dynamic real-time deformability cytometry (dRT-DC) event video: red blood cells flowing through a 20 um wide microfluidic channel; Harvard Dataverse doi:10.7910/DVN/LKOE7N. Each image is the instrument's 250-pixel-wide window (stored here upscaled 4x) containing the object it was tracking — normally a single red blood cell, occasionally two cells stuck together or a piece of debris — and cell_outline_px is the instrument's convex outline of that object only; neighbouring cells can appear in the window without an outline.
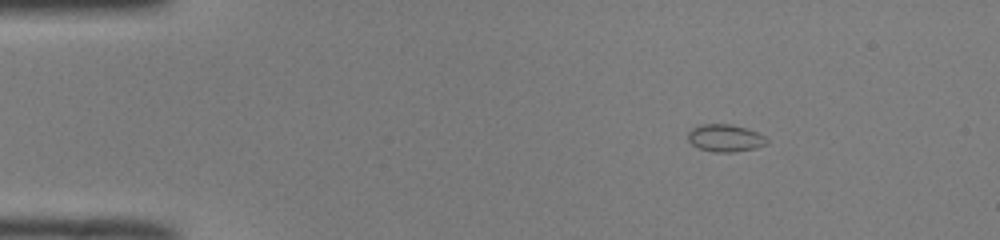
{"species": "common noctule bat (a hibernating species)", "species_latin": "Nyctalus noctula", "temperature_condition": "room temperature", "stored_images_in_passage": 44, "camera_frame_rate_fps": 3000, "um_per_image_px": 0.085, "animal": {"sex": "male", "body_mass_g": 19.0, "forearm_length_mm": 50.8}, "frame": {"image": 1, "passage_image": 1, "time_ms": 0.0, "image_size_px": [1000, 240], "cell_outline_px": [[768, 144], [756, 148], [732, 152], [716, 152], [700, 148], [692, 144], [688, 140], [688, 132], [692, 128], [700, 124], [728, 124], [748, 128], [764, 136], [768, 140]], "centroid_in_image_um": [61.65, 11.73], "position_along_channel_um": 23.3, "area_um2": 12.54}}
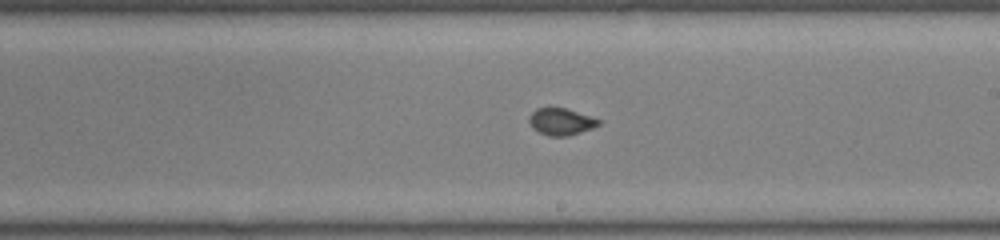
{"frame": {"image": 2, "passage_image": 23, "time_ms": 7.333, "image_size_px": [1000, 240], "cell_outline_px": [[600, 124], [592, 128], [568, 136], [548, 136], [532, 128], [528, 120], [528, 116], [536, 108], [564, 108], [600, 120]], "centroid_in_image_um": [47.64, 10.35], "position_along_channel_um": 241.4, "area_um2": 10.69}}
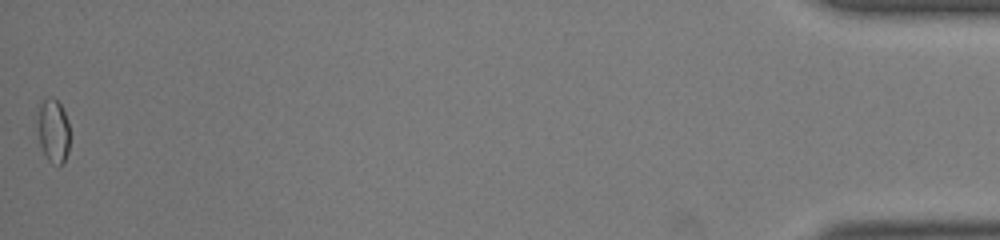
{"frame": {"image": 3, "passage_image": 44, "time_ms": 14.333, "image_size_px": [1000, 240], "cell_outline_px": [[68, 152], [64, 160], [60, 164], [52, 164], [48, 160], [40, 144], [36, 120], [36, 112], [40, 104], [48, 96], [52, 96], [60, 104], [64, 112], [68, 124]], "centroid_in_image_um": [4.48, 11.07], "position_along_channel_um": 430.7, "area_um2": 11.96}, "authors_computed_cell_mechanics": {"area_um2": 11.3866, "velocity_mm_per_s": 4.0523, "shape_relaxation_time_tau1_ms": 5.4803, "shape_relaxation_time_tau2_ms": null, "deformation_change_tau1": 0.1358, "deformation_change_tau2": null}}